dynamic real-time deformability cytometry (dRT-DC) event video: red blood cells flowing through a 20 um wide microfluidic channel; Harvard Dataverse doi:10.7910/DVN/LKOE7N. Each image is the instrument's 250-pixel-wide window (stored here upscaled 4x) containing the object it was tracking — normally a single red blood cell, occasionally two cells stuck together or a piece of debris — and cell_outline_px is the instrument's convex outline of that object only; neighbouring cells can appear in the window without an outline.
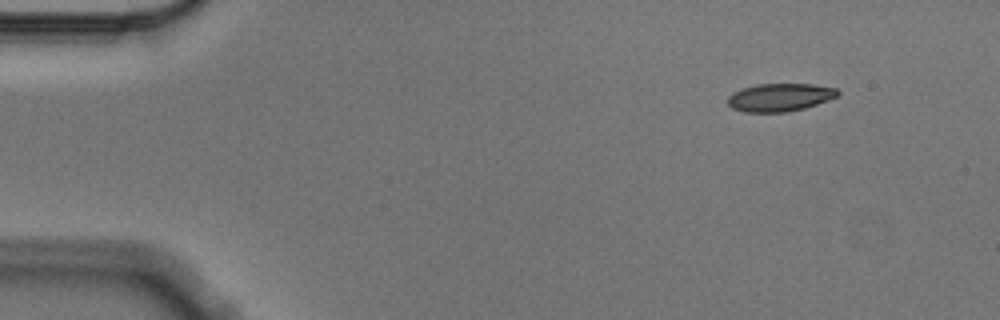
{"species": "Egyptian fruit bat (a non-hibernating species)", "species_latin": "Rousettus aegyptiacus", "temperature_condition": "cold", "stored_images_in_passage": 5, "camera_frame_rate_fps": 3000, "um_per_image_px": 0.085, "animal": {"sex": "male"}, "frame": {"image": 1, "passage_image": 1, "time_ms": 0.0, "image_size_px": [1000, 320], "cell_outline_px": [[840, 96], [804, 108], [788, 112], [744, 112], [732, 108], [728, 104], [728, 96], [732, 92], [756, 84], [812, 84], [836, 88], [840, 92]], "centroid_in_image_um": [66.3, 8.27], "position_along_channel_um": 18.7, "area_um2": 17.98}}
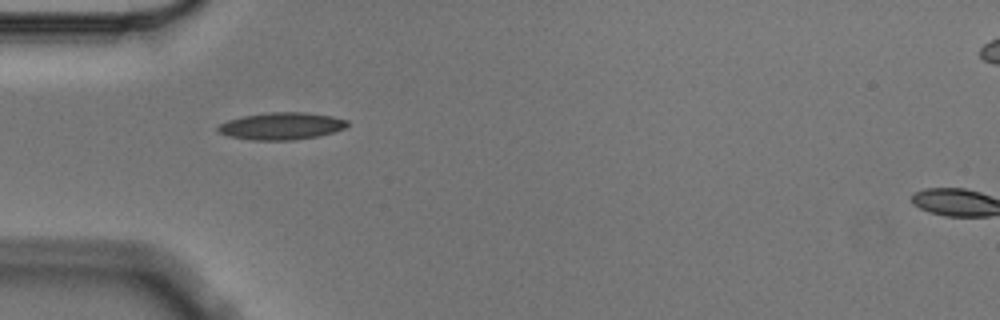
{"frame": {"image": 2, "passage_image": 4, "time_ms": 1.0, "image_size_px": [1000, 320], "cell_outline_px": [[348, 124], [344, 128], [320, 136], [292, 140], [252, 140], [228, 136], [220, 132], [216, 128], [220, 124], [228, 120], [244, 116], [268, 112], [304, 112], [332, 116], [348, 120]], "centroid_in_image_um": [23.93, 10.71], "position_along_channel_um": 61.1, "area_um2": 20.4}}
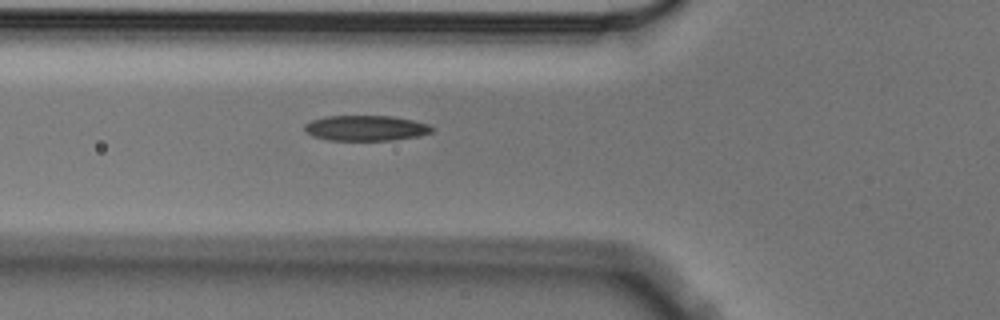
{"frame": {"image": 3, "passage_image": 5, "time_ms": 1.333, "image_size_px": [1000, 320], "cell_outline_px": [[432, 132], [416, 136], [392, 140], [328, 140], [312, 136], [304, 128], [304, 124], [312, 120], [324, 116], [392, 116], [412, 120], [428, 124], [432, 128]], "centroid_in_image_um": [31.06, 10.88], "position_along_channel_um": 94.7, "area_um2": 18.67}}